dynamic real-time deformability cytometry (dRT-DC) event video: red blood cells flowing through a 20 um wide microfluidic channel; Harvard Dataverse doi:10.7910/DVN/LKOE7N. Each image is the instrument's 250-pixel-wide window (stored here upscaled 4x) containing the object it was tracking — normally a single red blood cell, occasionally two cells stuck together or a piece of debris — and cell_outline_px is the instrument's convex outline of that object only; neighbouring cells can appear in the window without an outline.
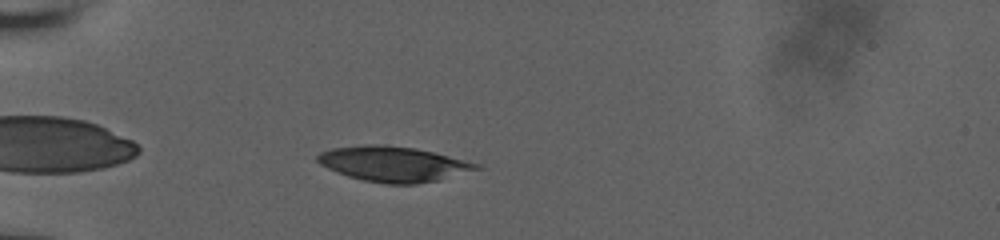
{"species": "human", "species_latin": "Homo sapiens", "temperature_condition": "room temperature", "stored_images_in_passage": 43, "camera_frame_rate_fps": 3000, "um_per_image_px": 0.085, "donor": {"sex": "male"}, "frame": {"image": 1, "passage_image": 5, "time_ms": 1.333, "image_size_px": [1000, 240], "cell_outline_px": [[484, 168], [436, 180], [416, 184], [384, 184], [364, 180], [348, 176], [328, 168], [320, 164], [316, 160], [316, 156], [320, 152], [332, 148], [364, 144], [384, 144], [416, 148], [480, 164]], "centroid_in_image_um": [33.41, 13.93], "position_along_channel_um": 51.6, "area_um2": 32.48}}
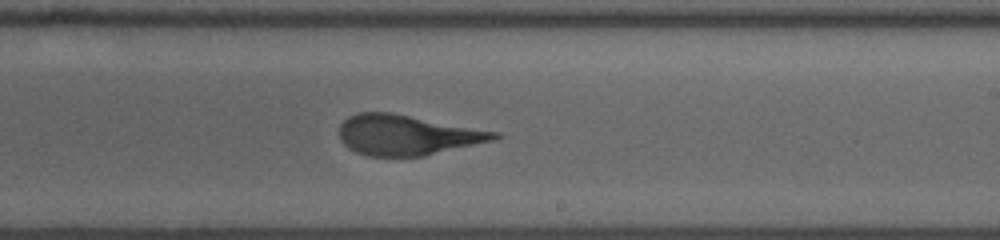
{"frame": {"image": 2, "passage_image": 23, "time_ms": 7.333, "image_size_px": [1000, 240], "cell_outline_px": [[504, 136], [492, 140], [424, 156], [368, 156], [356, 152], [348, 148], [340, 140], [340, 124], [348, 116], [360, 112], [392, 112], [500, 132]], "centroid_in_image_um": [34.59, 11.46], "position_along_channel_um": 254.4, "area_um2": 36.36}}
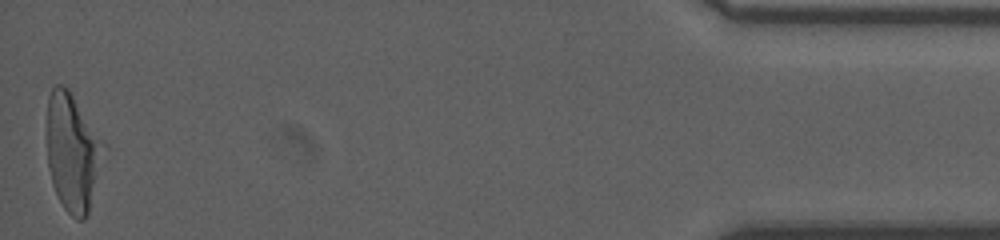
{"frame": {"image": 3, "passage_image": 43, "time_ms": 14.0, "image_size_px": [1000, 240], "cell_outline_px": [[108, 148], [88, 212], [84, 220], [76, 220], [64, 208], [52, 184], [48, 168], [48, 96], [52, 88], [56, 84], [60, 84], [68, 88], [108, 144]], "centroid_in_image_um": [6.23, 12.93], "position_along_channel_um": 429.0, "area_um2": 39.54}, "authors_computed_cell_mechanics": {"area_um2": 36.1828, "velocity_mm_per_s": 3.8398, "shape_relaxation_time_tau1_ms": 5.354, "shape_relaxation_time_tau2_ms": 0.9733, "deformation_change_tau1": 0.216, "deformation_change_tau2": 0.1024}}